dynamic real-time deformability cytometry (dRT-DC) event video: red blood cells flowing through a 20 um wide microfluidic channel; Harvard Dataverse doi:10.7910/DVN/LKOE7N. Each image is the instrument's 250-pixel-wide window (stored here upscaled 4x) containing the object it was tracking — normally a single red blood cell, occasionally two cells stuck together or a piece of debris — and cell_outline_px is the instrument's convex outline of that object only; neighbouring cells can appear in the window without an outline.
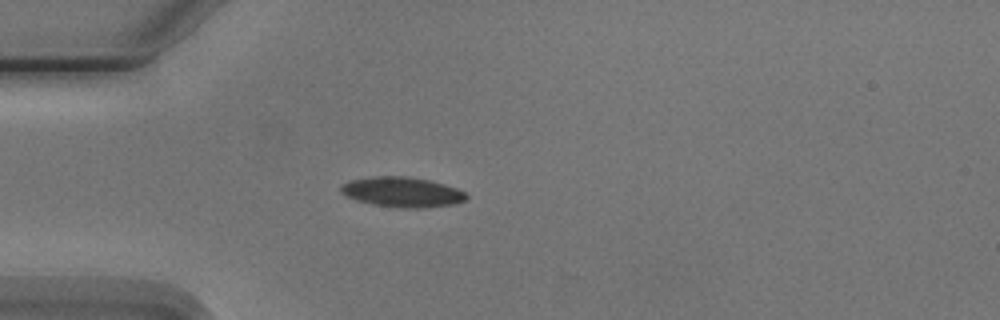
{"species": "Egyptian fruit bat (a non-hibernating species)", "species_latin": "Rousettus aegyptiacus", "temperature_condition": "cold", "stored_images_in_passage": 5, "camera_frame_rate_fps": 3000, "um_per_image_px": 0.085, "animal": {"sex": "male"}, "frame": {"image": 1, "passage_image": 5, "time_ms": 4.667, "image_size_px": [1000, 320], "cell_outline_px": [[468, 196], [464, 200], [456, 204], [424, 208], [396, 208], [356, 200], [340, 192], [340, 184], [348, 180], [376, 176], [408, 176], [428, 180], [444, 184], [456, 188], [464, 192]], "centroid_in_image_um": [34.17, 16.32], "position_along_channel_um": 50.8, "area_um2": 22.02}}